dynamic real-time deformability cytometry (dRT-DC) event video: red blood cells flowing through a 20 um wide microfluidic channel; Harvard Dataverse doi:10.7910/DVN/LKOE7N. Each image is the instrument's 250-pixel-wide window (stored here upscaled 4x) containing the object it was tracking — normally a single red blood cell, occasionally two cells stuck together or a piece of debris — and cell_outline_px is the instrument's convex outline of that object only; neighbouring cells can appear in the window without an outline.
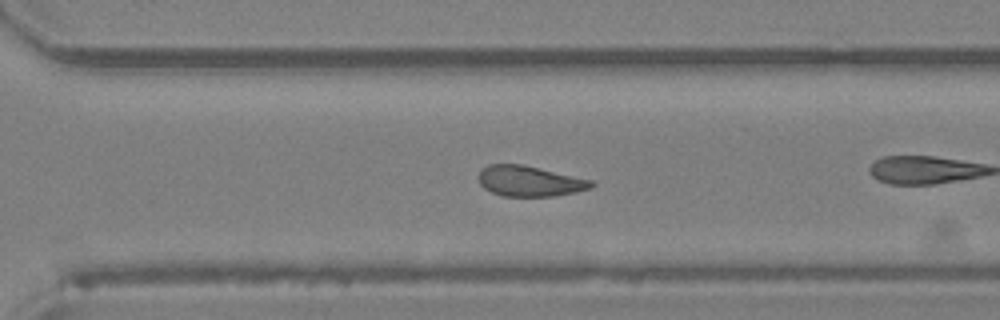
{"species": "Egyptian fruit bat (a non-hibernating species)", "species_latin": "Rousettus aegyptiacus", "temperature_condition": "room temperature", "stored_images_in_passage": 29, "camera_frame_rate_fps": 3000, "um_per_image_px": 0.085, "animal": {"sex": "female"}, "frame": {"image": 1, "passage_image": 21, "time_ms": 6.667, "image_size_px": [1000, 320], "cell_outline_px": [[596, 184], [592, 188], [576, 192], [556, 196], [504, 196], [492, 192], [484, 188], [480, 184], [480, 172], [488, 164], [524, 164], [592, 180]], "centroid_in_image_um": [45.07, 15.39], "position_along_channel_um": 325.5, "area_um2": 20.06}}